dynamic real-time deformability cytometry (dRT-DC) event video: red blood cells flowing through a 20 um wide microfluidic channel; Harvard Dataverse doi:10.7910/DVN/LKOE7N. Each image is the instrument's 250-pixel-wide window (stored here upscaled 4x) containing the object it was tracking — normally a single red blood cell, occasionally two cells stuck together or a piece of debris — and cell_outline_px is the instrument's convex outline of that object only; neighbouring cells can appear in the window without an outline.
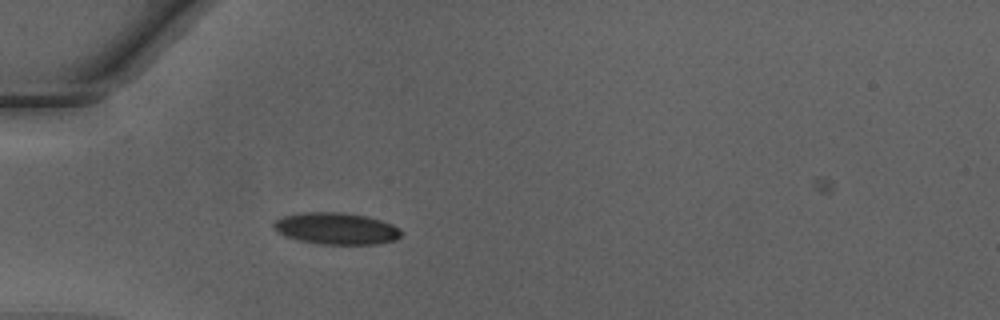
{"species": "Egyptian fruit bat (a non-hibernating species)", "species_latin": "Rousettus aegyptiacus", "temperature_condition": "warm", "stored_images_in_passage": 3, "camera_frame_rate_fps": 3000, "um_per_image_px": 0.085, "animal": {"sex": "male"}, "frame": {"image": 1, "passage_image": 1, "time_ms": 0.0, "image_size_px": [1000, 320], "cell_outline_px": [[400, 236], [396, 240], [380, 244], [320, 244], [300, 240], [288, 236], [272, 228], [272, 224], [276, 220], [284, 216], [300, 212], [344, 212], [368, 216], [392, 224], [400, 232]], "centroid_in_image_um": [28.58, 19.41], "position_along_channel_um": 56.4, "area_um2": 23.47}}